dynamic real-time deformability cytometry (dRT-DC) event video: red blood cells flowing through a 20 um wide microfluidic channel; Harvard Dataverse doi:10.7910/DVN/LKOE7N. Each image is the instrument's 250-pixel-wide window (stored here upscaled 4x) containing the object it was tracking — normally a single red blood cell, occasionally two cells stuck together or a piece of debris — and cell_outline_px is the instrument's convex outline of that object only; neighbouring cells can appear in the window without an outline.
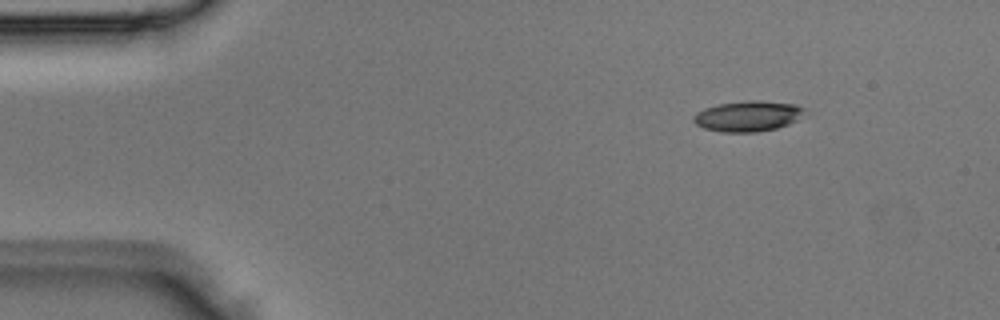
{"species": "Egyptian fruit bat (a non-hibernating species)", "species_latin": "Rousettus aegyptiacus", "temperature_condition": "room temperature", "stored_images_in_passage": 4, "camera_frame_rate_fps": 3000, "um_per_image_px": 0.085, "animal": {"sex": "male"}, "frame": {"image": 1, "passage_image": 1, "time_ms": 0.0, "image_size_px": [1000, 320], "cell_outline_px": [[804, 108], [796, 120], [788, 124], [776, 128], [756, 132], [720, 132], [704, 128], [696, 124], [692, 120], [692, 116], [696, 112], [704, 108], [720, 104], [748, 100], [760, 100], [796, 104]], "centroid_in_image_um": [63.51, 9.87], "position_along_channel_um": 21.5, "area_um2": 19.65}}
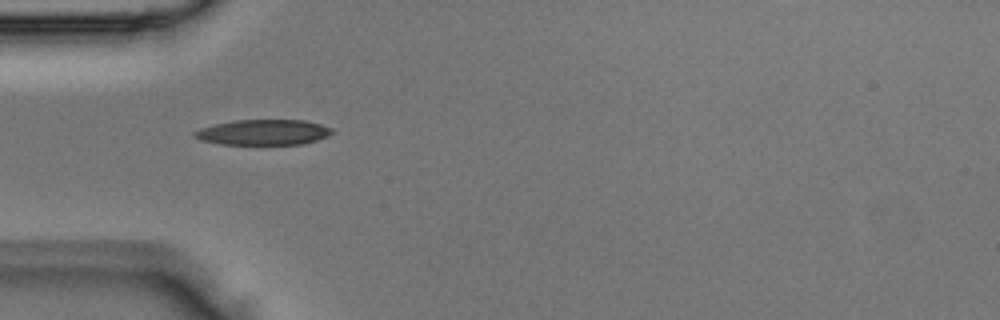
{"frame": {"image": 2, "passage_image": 3, "time_ms": 0.667, "image_size_px": [1000, 320], "cell_outline_px": [[336, 132], [328, 136], [316, 140], [300, 144], [220, 144], [200, 140], [192, 136], [192, 132], [200, 128], [216, 124], [236, 120], [304, 120], [320, 124], [332, 128]], "centroid_in_image_um": [22.38, 11.24], "position_along_channel_um": 62.6, "area_um2": 20.4}}